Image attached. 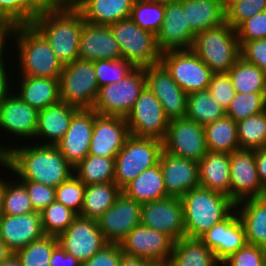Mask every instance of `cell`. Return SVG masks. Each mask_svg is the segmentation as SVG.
Listing matches in <instances>:
<instances>
[{
	"label": "cell",
	"mask_w": 266,
	"mask_h": 266,
	"mask_svg": "<svg viewBox=\"0 0 266 266\" xmlns=\"http://www.w3.org/2000/svg\"><path fill=\"white\" fill-rule=\"evenodd\" d=\"M208 90L212 98L215 99L226 111L236 95L228 73H213Z\"/></svg>",
	"instance_id": "50"
},
{
	"label": "cell",
	"mask_w": 266,
	"mask_h": 266,
	"mask_svg": "<svg viewBox=\"0 0 266 266\" xmlns=\"http://www.w3.org/2000/svg\"><path fill=\"white\" fill-rule=\"evenodd\" d=\"M11 40L17 50L15 59L19 64L16 65L20 68L16 74L60 78L64 66L45 37L22 14L11 19Z\"/></svg>",
	"instance_id": "3"
},
{
	"label": "cell",
	"mask_w": 266,
	"mask_h": 266,
	"mask_svg": "<svg viewBox=\"0 0 266 266\" xmlns=\"http://www.w3.org/2000/svg\"><path fill=\"white\" fill-rule=\"evenodd\" d=\"M160 63L187 94L208 89L213 72L192 50L164 52Z\"/></svg>",
	"instance_id": "10"
},
{
	"label": "cell",
	"mask_w": 266,
	"mask_h": 266,
	"mask_svg": "<svg viewBox=\"0 0 266 266\" xmlns=\"http://www.w3.org/2000/svg\"><path fill=\"white\" fill-rule=\"evenodd\" d=\"M21 14L45 37L63 66L79 58L85 20L73 4L58 0H22Z\"/></svg>",
	"instance_id": "1"
},
{
	"label": "cell",
	"mask_w": 266,
	"mask_h": 266,
	"mask_svg": "<svg viewBox=\"0 0 266 266\" xmlns=\"http://www.w3.org/2000/svg\"><path fill=\"white\" fill-rule=\"evenodd\" d=\"M140 202L121 192L114 205L99 219V229L107 243L120 244L133 228L141 224Z\"/></svg>",
	"instance_id": "15"
},
{
	"label": "cell",
	"mask_w": 266,
	"mask_h": 266,
	"mask_svg": "<svg viewBox=\"0 0 266 266\" xmlns=\"http://www.w3.org/2000/svg\"><path fill=\"white\" fill-rule=\"evenodd\" d=\"M163 151L199 162L208 152L204 126L186 117L169 120Z\"/></svg>",
	"instance_id": "11"
},
{
	"label": "cell",
	"mask_w": 266,
	"mask_h": 266,
	"mask_svg": "<svg viewBox=\"0 0 266 266\" xmlns=\"http://www.w3.org/2000/svg\"><path fill=\"white\" fill-rule=\"evenodd\" d=\"M7 162V152L0 147V166H3Z\"/></svg>",
	"instance_id": "65"
},
{
	"label": "cell",
	"mask_w": 266,
	"mask_h": 266,
	"mask_svg": "<svg viewBox=\"0 0 266 266\" xmlns=\"http://www.w3.org/2000/svg\"><path fill=\"white\" fill-rule=\"evenodd\" d=\"M86 185L74 174L55 188V200L80 214L83 205Z\"/></svg>",
	"instance_id": "47"
},
{
	"label": "cell",
	"mask_w": 266,
	"mask_h": 266,
	"mask_svg": "<svg viewBox=\"0 0 266 266\" xmlns=\"http://www.w3.org/2000/svg\"><path fill=\"white\" fill-rule=\"evenodd\" d=\"M240 57L258 66L266 76V38L244 42L240 46Z\"/></svg>",
	"instance_id": "53"
},
{
	"label": "cell",
	"mask_w": 266,
	"mask_h": 266,
	"mask_svg": "<svg viewBox=\"0 0 266 266\" xmlns=\"http://www.w3.org/2000/svg\"><path fill=\"white\" fill-rule=\"evenodd\" d=\"M180 199L186 238L200 239L235 210V202L229 196L200 186Z\"/></svg>",
	"instance_id": "4"
},
{
	"label": "cell",
	"mask_w": 266,
	"mask_h": 266,
	"mask_svg": "<svg viewBox=\"0 0 266 266\" xmlns=\"http://www.w3.org/2000/svg\"><path fill=\"white\" fill-rule=\"evenodd\" d=\"M45 235L58 237L78 216L56 200L40 212Z\"/></svg>",
	"instance_id": "44"
},
{
	"label": "cell",
	"mask_w": 266,
	"mask_h": 266,
	"mask_svg": "<svg viewBox=\"0 0 266 266\" xmlns=\"http://www.w3.org/2000/svg\"><path fill=\"white\" fill-rule=\"evenodd\" d=\"M0 147H2L6 152L8 151V147L6 146V143H5V145L0 144Z\"/></svg>",
	"instance_id": "69"
},
{
	"label": "cell",
	"mask_w": 266,
	"mask_h": 266,
	"mask_svg": "<svg viewBox=\"0 0 266 266\" xmlns=\"http://www.w3.org/2000/svg\"><path fill=\"white\" fill-rule=\"evenodd\" d=\"M135 67L127 60H96L94 70L99 88L121 81Z\"/></svg>",
	"instance_id": "46"
},
{
	"label": "cell",
	"mask_w": 266,
	"mask_h": 266,
	"mask_svg": "<svg viewBox=\"0 0 266 266\" xmlns=\"http://www.w3.org/2000/svg\"><path fill=\"white\" fill-rule=\"evenodd\" d=\"M141 224L168 235L174 242L185 237L183 205L180 198L166 197L143 203Z\"/></svg>",
	"instance_id": "14"
},
{
	"label": "cell",
	"mask_w": 266,
	"mask_h": 266,
	"mask_svg": "<svg viewBox=\"0 0 266 266\" xmlns=\"http://www.w3.org/2000/svg\"><path fill=\"white\" fill-rule=\"evenodd\" d=\"M226 116V110L212 98L208 89L187 95L186 118L206 126Z\"/></svg>",
	"instance_id": "37"
},
{
	"label": "cell",
	"mask_w": 266,
	"mask_h": 266,
	"mask_svg": "<svg viewBox=\"0 0 266 266\" xmlns=\"http://www.w3.org/2000/svg\"><path fill=\"white\" fill-rule=\"evenodd\" d=\"M10 39H11V20L0 21V73L8 66V63L5 62V60H8V58H7L8 57V55H7L8 51L6 50L8 48L6 46H8V45H6V44H8L7 42Z\"/></svg>",
	"instance_id": "55"
},
{
	"label": "cell",
	"mask_w": 266,
	"mask_h": 266,
	"mask_svg": "<svg viewBox=\"0 0 266 266\" xmlns=\"http://www.w3.org/2000/svg\"><path fill=\"white\" fill-rule=\"evenodd\" d=\"M162 141L130 136L115 157L114 182L122 189L141 172L159 162Z\"/></svg>",
	"instance_id": "6"
},
{
	"label": "cell",
	"mask_w": 266,
	"mask_h": 266,
	"mask_svg": "<svg viewBox=\"0 0 266 266\" xmlns=\"http://www.w3.org/2000/svg\"><path fill=\"white\" fill-rule=\"evenodd\" d=\"M22 0H0V21L11 20L21 14Z\"/></svg>",
	"instance_id": "57"
},
{
	"label": "cell",
	"mask_w": 266,
	"mask_h": 266,
	"mask_svg": "<svg viewBox=\"0 0 266 266\" xmlns=\"http://www.w3.org/2000/svg\"><path fill=\"white\" fill-rule=\"evenodd\" d=\"M13 92V93H12ZM0 105V128L22 142L35 140L39 111L12 91ZM10 133V134H9ZM28 139V140H27ZM31 139V140H30Z\"/></svg>",
	"instance_id": "20"
},
{
	"label": "cell",
	"mask_w": 266,
	"mask_h": 266,
	"mask_svg": "<svg viewBox=\"0 0 266 266\" xmlns=\"http://www.w3.org/2000/svg\"><path fill=\"white\" fill-rule=\"evenodd\" d=\"M14 252L7 246V244L0 238V263L9 258Z\"/></svg>",
	"instance_id": "61"
},
{
	"label": "cell",
	"mask_w": 266,
	"mask_h": 266,
	"mask_svg": "<svg viewBox=\"0 0 266 266\" xmlns=\"http://www.w3.org/2000/svg\"><path fill=\"white\" fill-rule=\"evenodd\" d=\"M238 0H219L223 8L226 10L231 4Z\"/></svg>",
	"instance_id": "66"
},
{
	"label": "cell",
	"mask_w": 266,
	"mask_h": 266,
	"mask_svg": "<svg viewBox=\"0 0 266 266\" xmlns=\"http://www.w3.org/2000/svg\"><path fill=\"white\" fill-rule=\"evenodd\" d=\"M122 253L145 260L170 259L174 241L166 234L139 224L120 242Z\"/></svg>",
	"instance_id": "21"
},
{
	"label": "cell",
	"mask_w": 266,
	"mask_h": 266,
	"mask_svg": "<svg viewBox=\"0 0 266 266\" xmlns=\"http://www.w3.org/2000/svg\"><path fill=\"white\" fill-rule=\"evenodd\" d=\"M239 45L256 39L266 38V11L242 22L236 28Z\"/></svg>",
	"instance_id": "51"
},
{
	"label": "cell",
	"mask_w": 266,
	"mask_h": 266,
	"mask_svg": "<svg viewBox=\"0 0 266 266\" xmlns=\"http://www.w3.org/2000/svg\"><path fill=\"white\" fill-rule=\"evenodd\" d=\"M26 188L35 211L41 212L55 201V187L31 180H19Z\"/></svg>",
	"instance_id": "52"
},
{
	"label": "cell",
	"mask_w": 266,
	"mask_h": 266,
	"mask_svg": "<svg viewBox=\"0 0 266 266\" xmlns=\"http://www.w3.org/2000/svg\"><path fill=\"white\" fill-rule=\"evenodd\" d=\"M29 143L7 145V163L18 180H31L56 188L74 174V168L56 145Z\"/></svg>",
	"instance_id": "2"
},
{
	"label": "cell",
	"mask_w": 266,
	"mask_h": 266,
	"mask_svg": "<svg viewBox=\"0 0 266 266\" xmlns=\"http://www.w3.org/2000/svg\"><path fill=\"white\" fill-rule=\"evenodd\" d=\"M255 163L262 189L266 192V148L255 150Z\"/></svg>",
	"instance_id": "58"
},
{
	"label": "cell",
	"mask_w": 266,
	"mask_h": 266,
	"mask_svg": "<svg viewBox=\"0 0 266 266\" xmlns=\"http://www.w3.org/2000/svg\"><path fill=\"white\" fill-rule=\"evenodd\" d=\"M122 250L119 244H106L82 266H120Z\"/></svg>",
	"instance_id": "54"
},
{
	"label": "cell",
	"mask_w": 266,
	"mask_h": 266,
	"mask_svg": "<svg viewBox=\"0 0 266 266\" xmlns=\"http://www.w3.org/2000/svg\"><path fill=\"white\" fill-rule=\"evenodd\" d=\"M170 261L172 266H221L200 239L186 237L174 242Z\"/></svg>",
	"instance_id": "34"
},
{
	"label": "cell",
	"mask_w": 266,
	"mask_h": 266,
	"mask_svg": "<svg viewBox=\"0 0 266 266\" xmlns=\"http://www.w3.org/2000/svg\"><path fill=\"white\" fill-rule=\"evenodd\" d=\"M115 158L88 154L75 168L74 175L86 186L114 182Z\"/></svg>",
	"instance_id": "39"
},
{
	"label": "cell",
	"mask_w": 266,
	"mask_h": 266,
	"mask_svg": "<svg viewBox=\"0 0 266 266\" xmlns=\"http://www.w3.org/2000/svg\"><path fill=\"white\" fill-rule=\"evenodd\" d=\"M236 93L266 92V76L256 65L239 57L227 72Z\"/></svg>",
	"instance_id": "38"
},
{
	"label": "cell",
	"mask_w": 266,
	"mask_h": 266,
	"mask_svg": "<svg viewBox=\"0 0 266 266\" xmlns=\"http://www.w3.org/2000/svg\"><path fill=\"white\" fill-rule=\"evenodd\" d=\"M144 266H172L170 259L145 260Z\"/></svg>",
	"instance_id": "62"
},
{
	"label": "cell",
	"mask_w": 266,
	"mask_h": 266,
	"mask_svg": "<svg viewBox=\"0 0 266 266\" xmlns=\"http://www.w3.org/2000/svg\"><path fill=\"white\" fill-rule=\"evenodd\" d=\"M60 101L92 109L99 93L94 61L76 59L65 65L59 78Z\"/></svg>",
	"instance_id": "7"
},
{
	"label": "cell",
	"mask_w": 266,
	"mask_h": 266,
	"mask_svg": "<svg viewBox=\"0 0 266 266\" xmlns=\"http://www.w3.org/2000/svg\"><path fill=\"white\" fill-rule=\"evenodd\" d=\"M58 244L81 263L89 260L106 244L97 220L77 216L58 237Z\"/></svg>",
	"instance_id": "13"
},
{
	"label": "cell",
	"mask_w": 266,
	"mask_h": 266,
	"mask_svg": "<svg viewBox=\"0 0 266 266\" xmlns=\"http://www.w3.org/2000/svg\"><path fill=\"white\" fill-rule=\"evenodd\" d=\"M266 11V0H238L226 10V22L236 29L242 22Z\"/></svg>",
	"instance_id": "48"
},
{
	"label": "cell",
	"mask_w": 266,
	"mask_h": 266,
	"mask_svg": "<svg viewBox=\"0 0 266 266\" xmlns=\"http://www.w3.org/2000/svg\"><path fill=\"white\" fill-rule=\"evenodd\" d=\"M58 245L55 236L44 235L15 252L21 266H50L52 251Z\"/></svg>",
	"instance_id": "43"
},
{
	"label": "cell",
	"mask_w": 266,
	"mask_h": 266,
	"mask_svg": "<svg viewBox=\"0 0 266 266\" xmlns=\"http://www.w3.org/2000/svg\"><path fill=\"white\" fill-rule=\"evenodd\" d=\"M145 259L129 256L124 253L121 254L120 266H144Z\"/></svg>",
	"instance_id": "60"
},
{
	"label": "cell",
	"mask_w": 266,
	"mask_h": 266,
	"mask_svg": "<svg viewBox=\"0 0 266 266\" xmlns=\"http://www.w3.org/2000/svg\"><path fill=\"white\" fill-rule=\"evenodd\" d=\"M165 15V3L147 0H135L130 19L142 30L157 34L161 29Z\"/></svg>",
	"instance_id": "42"
},
{
	"label": "cell",
	"mask_w": 266,
	"mask_h": 266,
	"mask_svg": "<svg viewBox=\"0 0 266 266\" xmlns=\"http://www.w3.org/2000/svg\"><path fill=\"white\" fill-rule=\"evenodd\" d=\"M200 240L220 263L247 244L245 228L236 210L210 228Z\"/></svg>",
	"instance_id": "23"
},
{
	"label": "cell",
	"mask_w": 266,
	"mask_h": 266,
	"mask_svg": "<svg viewBox=\"0 0 266 266\" xmlns=\"http://www.w3.org/2000/svg\"><path fill=\"white\" fill-rule=\"evenodd\" d=\"M147 1L169 3V2H172V1H176V0H147Z\"/></svg>",
	"instance_id": "68"
},
{
	"label": "cell",
	"mask_w": 266,
	"mask_h": 266,
	"mask_svg": "<svg viewBox=\"0 0 266 266\" xmlns=\"http://www.w3.org/2000/svg\"><path fill=\"white\" fill-rule=\"evenodd\" d=\"M239 149L266 148V110L237 122Z\"/></svg>",
	"instance_id": "40"
},
{
	"label": "cell",
	"mask_w": 266,
	"mask_h": 266,
	"mask_svg": "<svg viewBox=\"0 0 266 266\" xmlns=\"http://www.w3.org/2000/svg\"><path fill=\"white\" fill-rule=\"evenodd\" d=\"M126 121L132 136L156 138L161 141L169 124L161 103L147 87L140 93Z\"/></svg>",
	"instance_id": "12"
},
{
	"label": "cell",
	"mask_w": 266,
	"mask_h": 266,
	"mask_svg": "<svg viewBox=\"0 0 266 266\" xmlns=\"http://www.w3.org/2000/svg\"><path fill=\"white\" fill-rule=\"evenodd\" d=\"M78 110L79 108L63 101L40 110L34 142H41V145H56L65 135L73 115Z\"/></svg>",
	"instance_id": "27"
},
{
	"label": "cell",
	"mask_w": 266,
	"mask_h": 266,
	"mask_svg": "<svg viewBox=\"0 0 266 266\" xmlns=\"http://www.w3.org/2000/svg\"><path fill=\"white\" fill-rule=\"evenodd\" d=\"M130 136L125 117L102 115L94 110V126L89 154L115 158Z\"/></svg>",
	"instance_id": "18"
},
{
	"label": "cell",
	"mask_w": 266,
	"mask_h": 266,
	"mask_svg": "<svg viewBox=\"0 0 266 266\" xmlns=\"http://www.w3.org/2000/svg\"><path fill=\"white\" fill-rule=\"evenodd\" d=\"M191 50L213 73H227L240 57L236 29L224 22L197 33Z\"/></svg>",
	"instance_id": "5"
},
{
	"label": "cell",
	"mask_w": 266,
	"mask_h": 266,
	"mask_svg": "<svg viewBox=\"0 0 266 266\" xmlns=\"http://www.w3.org/2000/svg\"><path fill=\"white\" fill-rule=\"evenodd\" d=\"M145 87L144 68L135 67L121 81L99 88L92 109L98 114L126 118Z\"/></svg>",
	"instance_id": "9"
},
{
	"label": "cell",
	"mask_w": 266,
	"mask_h": 266,
	"mask_svg": "<svg viewBox=\"0 0 266 266\" xmlns=\"http://www.w3.org/2000/svg\"><path fill=\"white\" fill-rule=\"evenodd\" d=\"M4 178V179H3ZM6 179L5 177L0 176V215L3 208V200H4V194L6 191Z\"/></svg>",
	"instance_id": "64"
},
{
	"label": "cell",
	"mask_w": 266,
	"mask_h": 266,
	"mask_svg": "<svg viewBox=\"0 0 266 266\" xmlns=\"http://www.w3.org/2000/svg\"><path fill=\"white\" fill-rule=\"evenodd\" d=\"M158 163L169 197L181 198L200 186L198 162L176 157L162 150Z\"/></svg>",
	"instance_id": "24"
},
{
	"label": "cell",
	"mask_w": 266,
	"mask_h": 266,
	"mask_svg": "<svg viewBox=\"0 0 266 266\" xmlns=\"http://www.w3.org/2000/svg\"><path fill=\"white\" fill-rule=\"evenodd\" d=\"M135 0H77L73 5L85 22L111 25L131 16Z\"/></svg>",
	"instance_id": "29"
},
{
	"label": "cell",
	"mask_w": 266,
	"mask_h": 266,
	"mask_svg": "<svg viewBox=\"0 0 266 266\" xmlns=\"http://www.w3.org/2000/svg\"><path fill=\"white\" fill-rule=\"evenodd\" d=\"M58 1L66 3V4H74L77 0H58Z\"/></svg>",
	"instance_id": "67"
},
{
	"label": "cell",
	"mask_w": 266,
	"mask_h": 266,
	"mask_svg": "<svg viewBox=\"0 0 266 266\" xmlns=\"http://www.w3.org/2000/svg\"><path fill=\"white\" fill-rule=\"evenodd\" d=\"M9 68H10V66L6 67L0 73V105L6 99V97L12 92L13 86L11 84L14 83L12 81L16 80V78L12 79L11 74L13 75V73H12L13 71H12V69L10 70ZM8 70H10V71H8ZM8 72L9 73L11 72V74H9Z\"/></svg>",
	"instance_id": "59"
},
{
	"label": "cell",
	"mask_w": 266,
	"mask_h": 266,
	"mask_svg": "<svg viewBox=\"0 0 266 266\" xmlns=\"http://www.w3.org/2000/svg\"><path fill=\"white\" fill-rule=\"evenodd\" d=\"M15 84L13 91L38 111L60 101L59 78L20 76Z\"/></svg>",
	"instance_id": "28"
},
{
	"label": "cell",
	"mask_w": 266,
	"mask_h": 266,
	"mask_svg": "<svg viewBox=\"0 0 266 266\" xmlns=\"http://www.w3.org/2000/svg\"><path fill=\"white\" fill-rule=\"evenodd\" d=\"M146 87L161 103L165 116L178 119L186 116L187 93L175 82L161 64L144 67Z\"/></svg>",
	"instance_id": "16"
},
{
	"label": "cell",
	"mask_w": 266,
	"mask_h": 266,
	"mask_svg": "<svg viewBox=\"0 0 266 266\" xmlns=\"http://www.w3.org/2000/svg\"><path fill=\"white\" fill-rule=\"evenodd\" d=\"M121 191L141 204L169 197L159 163L141 172L126 184Z\"/></svg>",
	"instance_id": "33"
},
{
	"label": "cell",
	"mask_w": 266,
	"mask_h": 266,
	"mask_svg": "<svg viewBox=\"0 0 266 266\" xmlns=\"http://www.w3.org/2000/svg\"><path fill=\"white\" fill-rule=\"evenodd\" d=\"M266 110V92L236 93L226 111V116L235 122Z\"/></svg>",
	"instance_id": "45"
},
{
	"label": "cell",
	"mask_w": 266,
	"mask_h": 266,
	"mask_svg": "<svg viewBox=\"0 0 266 266\" xmlns=\"http://www.w3.org/2000/svg\"><path fill=\"white\" fill-rule=\"evenodd\" d=\"M2 167L6 171L10 170L12 179L6 181V191L1 215H23L34 212L35 210L25 186L16 177H13L12 169L7 162Z\"/></svg>",
	"instance_id": "41"
},
{
	"label": "cell",
	"mask_w": 266,
	"mask_h": 266,
	"mask_svg": "<svg viewBox=\"0 0 266 266\" xmlns=\"http://www.w3.org/2000/svg\"><path fill=\"white\" fill-rule=\"evenodd\" d=\"M121 192V188L115 182L87 185L79 216L99 219L114 205Z\"/></svg>",
	"instance_id": "35"
},
{
	"label": "cell",
	"mask_w": 266,
	"mask_h": 266,
	"mask_svg": "<svg viewBox=\"0 0 266 266\" xmlns=\"http://www.w3.org/2000/svg\"><path fill=\"white\" fill-rule=\"evenodd\" d=\"M221 266H266V248L246 244L225 259Z\"/></svg>",
	"instance_id": "49"
},
{
	"label": "cell",
	"mask_w": 266,
	"mask_h": 266,
	"mask_svg": "<svg viewBox=\"0 0 266 266\" xmlns=\"http://www.w3.org/2000/svg\"><path fill=\"white\" fill-rule=\"evenodd\" d=\"M44 235L40 212L0 215V238L14 253Z\"/></svg>",
	"instance_id": "26"
},
{
	"label": "cell",
	"mask_w": 266,
	"mask_h": 266,
	"mask_svg": "<svg viewBox=\"0 0 266 266\" xmlns=\"http://www.w3.org/2000/svg\"><path fill=\"white\" fill-rule=\"evenodd\" d=\"M94 126V110L79 109L70 127L56 144L68 163L75 168L88 154Z\"/></svg>",
	"instance_id": "22"
},
{
	"label": "cell",
	"mask_w": 266,
	"mask_h": 266,
	"mask_svg": "<svg viewBox=\"0 0 266 266\" xmlns=\"http://www.w3.org/2000/svg\"><path fill=\"white\" fill-rule=\"evenodd\" d=\"M235 210L245 228L247 244L266 248V196L239 201Z\"/></svg>",
	"instance_id": "30"
},
{
	"label": "cell",
	"mask_w": 266,
	"mask_h": 266,
	"mask_svg": "<svg viewBox=\"0 0 266 266\" xmlns=\"http://www.w3.org/2000/svg\"><path fill=\"white\" fill-rule=\"evenodd\" d=\"M190 29L200 33L226 22V12L219 0H180Z\"/></svg>",
	"instance_id": "32"
},
{
	"label": "cell",
	"mask_w": 266,
	"mask_h": 266,
	"mask_svg": "<svg viewBox=\"0 0 266 266\" xmlns=\"http://www.w3.org/2000/svg\"><path fill=\"white\" fill-rule=\"evenodd\" d=\"M195 33L190 29L180 0L165 3V15L161 29L156 34V43L161 53L191 50Z\"/></svg>",
	"instance_id": "19"
},
{
	"label": "cell",
	"mask_w": 266,
	"mask_h": 266,
	"mask_svg": "<svg viewBox=\"0 0 266 266\" xmlns=\"http://www.w3.org/2000/svg\"><path fill=\"white\" fill-rule=\"evenodd\" d=\"M50 266H82V263L76 259L72 254L63 250L58 244L52 251Z\"/></svg>",
	"instance_id": "56"
},
{
	"label": "cell",
	"mask_w": 266,
	"mask_h": 266,
	"mask_svg": "<svg viewBox=\"0 0 266 266\" xmlns=\"http://www.w3.org/2000/svg\"><path fill=\"white\" fill-rule=\"evenodd\" d=\"M200 187L230 197V154L210 152L198 162Z\"/></svg>",
	"instance_id": "31"
},
{
	"label": "cell",
	"mask_w": 266,
	"mask_h": 266,
	"mask_svg": "<svg viewBox=\"0 0 266 266\" xmlns=\"http://www.w3.org/2000/svg\"><path fill=\"white\" fill-rule=\"evenodd\" d=\"M0 266H21V263L16 254L14 253L9 258L2 261L0 263Z\"/></svg>",
	"instance_id": "63"
},
{
	"label": "cell",
	"mask_w": 266,
	"mask_h": 266,
	"mask_svg": "<svg viewBox=\"0 0 266 266\" xmlns=\"http://www.w3.org/2000/svg\"><path fill=\"white\" fill-rule=\"evenodd\" d=\"M208 151L232 153L239 149L237 122L228 116L204 126Z\"/></svg>",
	"instance_id": "36"
},
{
	"label": "cell",
	"mask_w": 266,
	"mask_h": 266,
	"mask_svg": "<svg viewBox=\"0 0 266 266\" xmlns=\"http://www.w3.org/2000/svg\"><path fill=\"white\" fill-rule=\"evenodd\" d=\"M266 196L255 163V150L230 153V198L235 202Z\"/></svg>",
	"instance_id": "17"
},
{
	"label": "cell",
	"mask_w": 266,
	"mask_h": 266,
	"mask_svg": "<svg viewBox=\"0 0 266 266\" xmlns=\"http://www.w3.org/2000/svg\"><path fill=\"white\" fill-rule=\"evenodd\" d=\"M109 27L119 44L122 59L140 68L160 63L162 53L158 49L155 34L142 30L130 18Z\"/></svg>",
	"instance_id": "8"
},
{
	"label": "cell",
	"mask_w": 266,
	"mask_h": 266,
	"mask_svg": "<svg viewBox=\"0 0 266 266\" xmlns=\"http://www.w3.org/2000/svg\"><path fill=\"white\" fill-rule=\"evenodd\" d=\"M79 59L88 61L122 59L119 44L109 26L83 23L79 43Z\"/></svg>",
	"instance_id": "25"
}]
</instances>
